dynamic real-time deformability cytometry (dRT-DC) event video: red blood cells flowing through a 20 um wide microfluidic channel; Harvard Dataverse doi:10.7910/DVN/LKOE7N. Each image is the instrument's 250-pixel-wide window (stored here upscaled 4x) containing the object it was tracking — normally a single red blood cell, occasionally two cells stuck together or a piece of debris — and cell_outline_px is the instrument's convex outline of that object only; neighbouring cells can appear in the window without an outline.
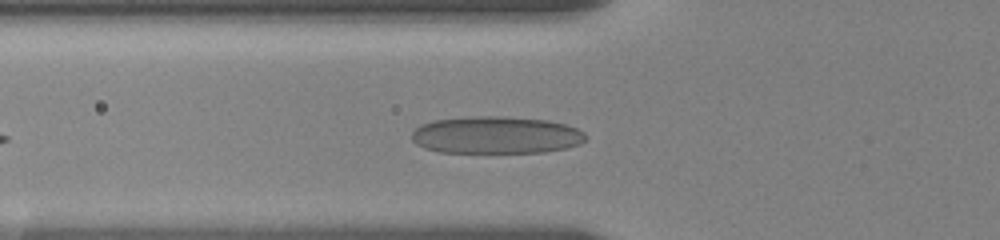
{"species": "human", "species_latin": "Homo sapiens", "temperature_condition": "room temperature", "stored_images_in_passage": 12, "camera_frame_rate_fps": 3000, "um_per_image_px": 0.085, "donor": {"sex": "female"}, "frame": {"image": 1, "passage_image": 3, "time_ms": 1.667, "image_size_px": [1000, 240], "cell_outline_px": [[588, 136], [580, 144], [564, 148], [544, 152], [440, 152], [424, 148], [416, 144], [412, 140], [412, 132], [420, 124], [432, 120], [468, 116], [504, 116], [548, 120], [564, 124], [576, 128], [584, 132]], "centroid_in_image_um": [42.14, 11.47], "position_along_channel_um": 83.7, "area_um2": 37.97}}
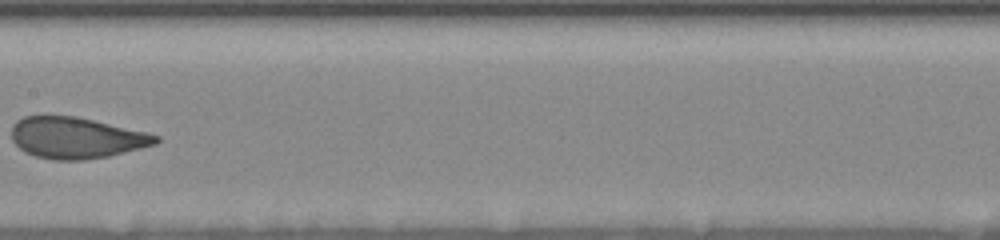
{"frame": {"image": 2, "passage_image": 8, "time_ms": 5.0, "image_size_px": [1000, 240], "cell_outline_px": [[160, 140], [156, 144], [108, 156], [84, 160], [52, 160], [36, 156], [24, 152], [12, 140], [12, 124], [16, 120], [24, 116], [76, 116], [148, 132], [160, 136]], "centroid_in_image_um": [6.48, 11.71], "position_along_channel_um": 200.9, "area_um2": 34.74}}
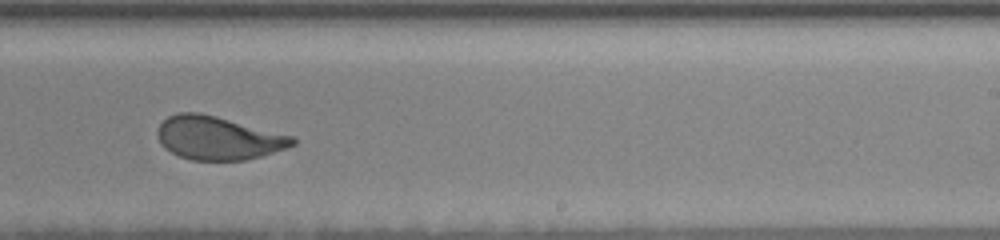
{"frame": {"image": 3, "passage_image": 11, "time_ms": 7.0, "image_size_px": [1000, 240], "cell_outline_px": [[296, 144], [260, 156], [244, 160], [192, 160], [180, 156], [164, 148], [160, 144], [156, 136], [156, 132], [160, 124], [168, 116], [180, 112], [200, 112], [216, 116], [292, 136], [296, 140]], "centroid_in_image_um": [18.48, 11.72], "position_along_channel_um": 270.5, "area_um2": 33.87}}